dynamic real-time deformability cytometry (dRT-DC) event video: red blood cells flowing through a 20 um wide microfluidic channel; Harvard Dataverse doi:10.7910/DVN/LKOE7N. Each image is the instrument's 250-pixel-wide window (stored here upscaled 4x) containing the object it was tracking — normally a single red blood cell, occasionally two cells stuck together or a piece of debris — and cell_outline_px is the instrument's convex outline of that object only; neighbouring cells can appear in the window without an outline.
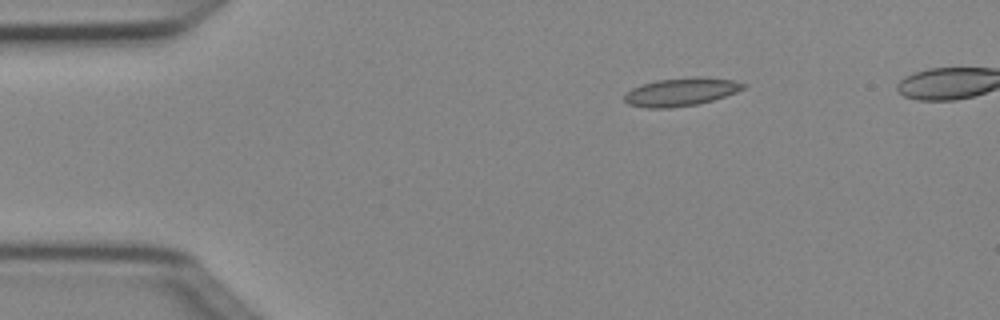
{"species": "Egyptian fruit bat (a non-hibernating species)", "species_latin": "Rousettus aegyptiacus", "temperature_condition": "cold", "stored_images_in_passage": 6, "camera_frame_rate_fps": 3000, "um_per_image_px": 0.085, "animal": {"sex": "female"}, "frame": {"image": 1, "passage_image": 3, "time_ms": 0.667, "image_size_px": [1000, 320], "cell_outline_px": [[748, 84], [744, 88], [736, 92], [712, 100], [696, 104], [668, 108], [644, 108], [628, 104], [624, 100], [624, 92], [640, 84], [656, 80], [692, 76], [700, 76], [732, 80]], "centroid_in_image_um": [57.84, 7.8], "position_along_channel_um": 27.2, "area_um2": 19.65}}